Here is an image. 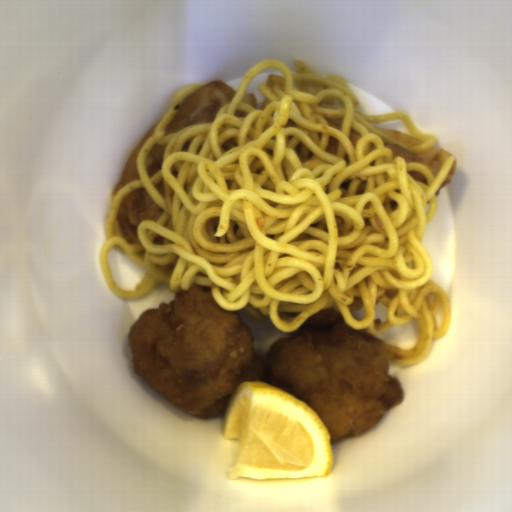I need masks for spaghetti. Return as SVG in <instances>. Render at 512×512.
Here are the masks:
<instances>
[{"label":"spaghetti","instance_id":"spaghetti-1","mask_svg":"<svg viewBox=\"0 0 512 512\" xmlns=\"http://www.w3.org/2000/svg\"><path fill=\"white\" fill-rule=\"evenodd\" d=\"M262 60L241 79L213 121L166 135L191 93L180 89L137 157L139 178L125 184L108 210L99 269L121 300L144 297L158 284L170 292L200 285L227 311L254 322L269 318L284 334L323 310L342 315L373 337L413 319L414 347L385 344L390 365L411 368L447 335L451 308L432 280L422 238L435 217L437 190L456 157L438 173L394 157L388 145L429 152L436 136L410 114L368 115L343 76H319L305 62ZM281 69L260 84L262 108L241 102L267 68ZM401 119L424 142L407 145L368 123ZM339 138L337 155L327 153ZM167 144L162 169L148 176L144 159ZM422 172L428 185L407 172ZM144 188L163 210L137 228L140 243L121 232V201ZM109 249L146 269L134 291L111 274Z\"/></svg>","mask_w":512,"mask_h":512}]
</instances>
